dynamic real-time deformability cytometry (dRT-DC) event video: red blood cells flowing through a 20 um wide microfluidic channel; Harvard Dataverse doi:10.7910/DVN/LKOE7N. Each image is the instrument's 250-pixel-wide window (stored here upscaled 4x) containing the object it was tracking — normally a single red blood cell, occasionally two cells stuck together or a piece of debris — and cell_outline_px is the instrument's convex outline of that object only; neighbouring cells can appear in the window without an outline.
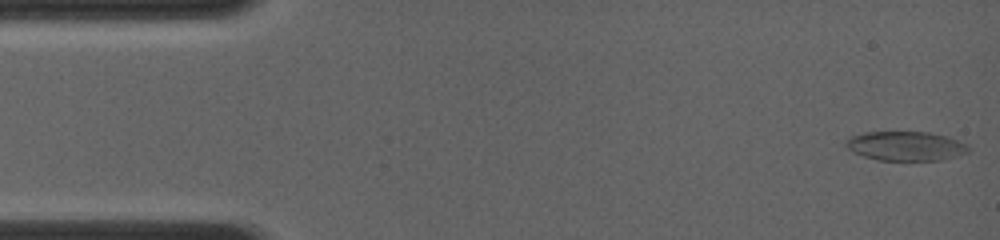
{"species": "common noctule bat (a hibernating species)", "species_latin": "Nyctalus noctula", "temperature_condition": "room temperature", "stored_images_in_passage": 76, "camera_frame_rate_fps": 4000, "um_per_image_px": 0.085, "animal": {"sex": "female", "body_mass_g": 19.0, "forearm_length_mm": 56.7}, "frame": {"image": 1, "passage_image": 1, "time_ms": 0.0, "image_size_px": [1000, 240], "cell_outline_px": [[968, 152], [956, 156], [940, 160], [876, 160], [852, 152], [844, 144], [844, 140], [852, 136], [864, 132], [928, 132], [944, 136], [968, 144]], "centroid_in_image_um": [76.94, 12.41], "position_along_channel_um": 8.1, "area_um2": 20.81}}
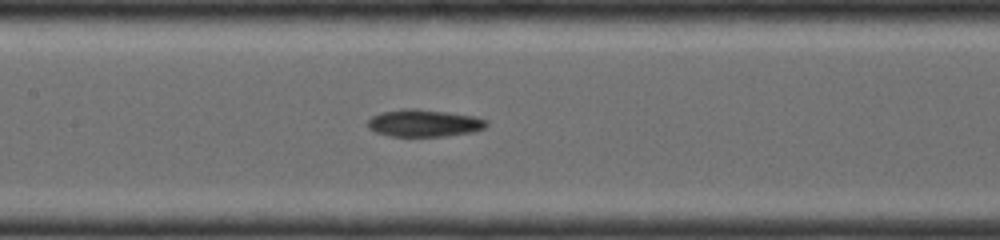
{"frame": {"image": 2, "passage_image": 33, "time_ms": 6.5, "image_size_px": [1000, 240], "cell_outline_px": [[488, 124], [484, 128], [472, 132], [444, 136], [388, 136], [376, 132], [368, 128], [368, 120], [372, 116], [380, 112], [404, 108], [416, 108], [448, 112], [472, 116], [488, 120]], "centroid_in_image_um": [36.02, 10.46], "position_along_channel_um": 171.4, "area_um2": 18.9}}
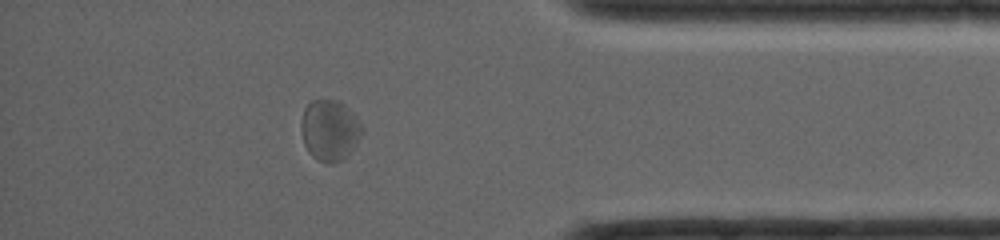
{"frame": {"image": 3, "passage_image": 62, "time_ms": 12.25, "image_size_px": [1000, 240], "cell_outline_px": [[364, 128], [356, 144], [340, 160], [332, 164], [324, 164], [312, 156], [308, 152], [304, 144], [304, 108], [312, 100], [340, 100], [356, 116]], "centroid_in_image_um": [28.06, 11.07], "position_along_channel_um": 407.1, "area_um2": 21.1}}